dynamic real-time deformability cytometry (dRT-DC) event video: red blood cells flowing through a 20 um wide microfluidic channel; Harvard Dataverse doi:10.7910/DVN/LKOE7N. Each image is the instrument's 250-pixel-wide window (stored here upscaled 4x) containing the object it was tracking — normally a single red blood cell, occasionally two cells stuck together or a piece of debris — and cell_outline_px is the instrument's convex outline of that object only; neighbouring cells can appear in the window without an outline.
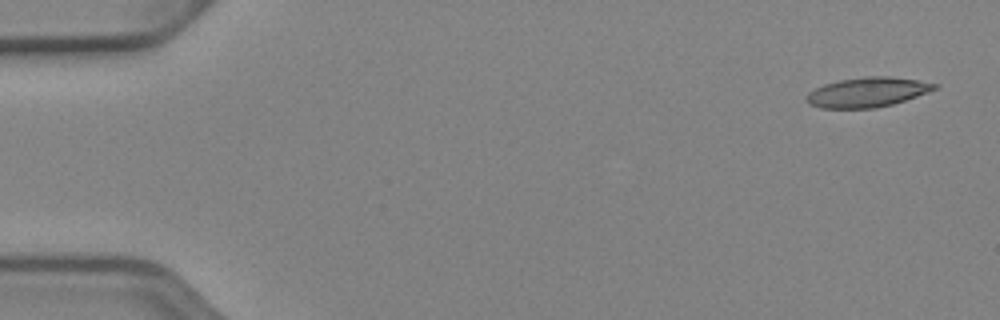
{"species": "Egyptian fruit bat (a non-hibernating species)", "species_latin": "Rousettus aegyptiacus", "temperature_condition": "cold", "stored_images_in_passage": 51, "camera_frame_rate_fps": 3000, "um_per_image_px": 0.085, "animal": {"sex": "female"}, "frame": {"image": 1, "passage_image": 2, "time_ms": 0.333, "image_size_px": [1000, 320], "cell_outline_px": [[940, 84], [936, 88], [928, 92], [892, 104], [876, 108], [820, 108], [808, 104], [804, 100], [804, 96], [808, 92], [824, 84], [840, 80], [864, 76], [892, 76]], "centroid_in_image_um": [73.68, 7.84], "position_along_channel_um": 11.3, "area_um2": 22.25}}
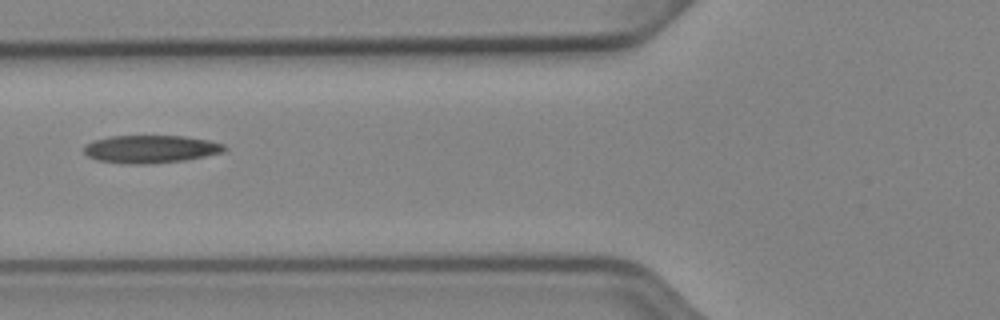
{"frame": {"image": 2, "passage_image": 20, "time_ms": 6.333, "image_size_px": [1000, 320], "cell_outline_px": [[228, 148], [224, 152], [184, 160], [148, 164], [128, 164], [96, 160], [88, 156], [84, 152], [84, 144], [96, 140], [112, 136], [184, 136], [208, 140], [224, 144]], "centroid_in_image_um": [12.81, 12.67], "position_along_channel_um": 113.0, "area_um2": 22.72}}
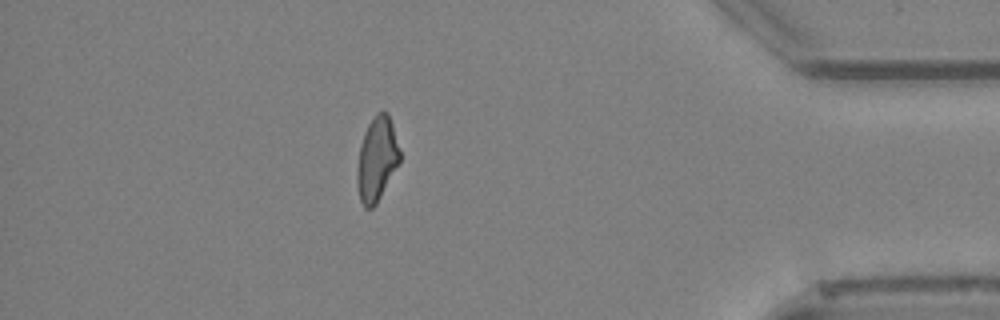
{"frame": {"image": 3, "passage_image": 45, "time_ms": 14.667, "image_size_px": [1000, 320], "cell_outline_px": [[400, 160], [376, 204], [372, 208], [364, 208], [360, 200], [356, 180], [356, 168], [360, 144], [364, 132], [368, 124], [376, 112], [388, 112], [392, 124], [400, 152]], "centroid_in_image_um": [32.0, 13.51], "position_along_channel_um": 403.2, "area_um2": 20.81}, "authors_computed_cell_mechanics": {"area_um2": 21.964, "velocity_mm_per_s": 3.9563, "shape_relaxation_time_tau1_ms": null, "shape_relaxation_time_tau2_ms": 7.7751, "deformation_change_tau1": null, "deformation_change_tau2": 0.1939}}